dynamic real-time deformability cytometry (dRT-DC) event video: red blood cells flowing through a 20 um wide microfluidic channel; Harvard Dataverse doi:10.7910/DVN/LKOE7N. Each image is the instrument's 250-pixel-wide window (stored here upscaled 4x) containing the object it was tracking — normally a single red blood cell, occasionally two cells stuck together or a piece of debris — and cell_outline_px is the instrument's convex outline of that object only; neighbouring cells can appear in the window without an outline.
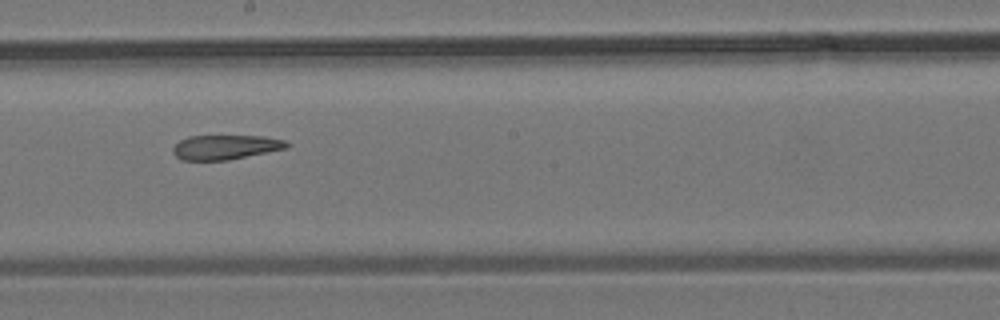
{"species": "common noctule bat (a hibernating species)", "species_latin": "Nyctalus noctula", "temperature_condition": "room temperature", "stored_images_in_passage": 10, "camera_frame_rate_fps": 3000, "um_per_image_px": 0.085, "animal": {"sex": "male", "body_mass_g": 19.2, "forearm_length_mm": 51.8}, "frame": {"image": 1, "passage_image": 9, "time_ms": 9.333, "image_size_px": [1000, 320], "cell_outline_px": [[292, 144], [288, 148], [228, 160], [180, 160], [172, 152], [172, 148], [180, 140], [188, 136], [264, 136], [284, 140]], "centroid_in_image_um": [19.18, 12.51], "position_along_channel_um": 229.0, "area_um2": 16.36}}